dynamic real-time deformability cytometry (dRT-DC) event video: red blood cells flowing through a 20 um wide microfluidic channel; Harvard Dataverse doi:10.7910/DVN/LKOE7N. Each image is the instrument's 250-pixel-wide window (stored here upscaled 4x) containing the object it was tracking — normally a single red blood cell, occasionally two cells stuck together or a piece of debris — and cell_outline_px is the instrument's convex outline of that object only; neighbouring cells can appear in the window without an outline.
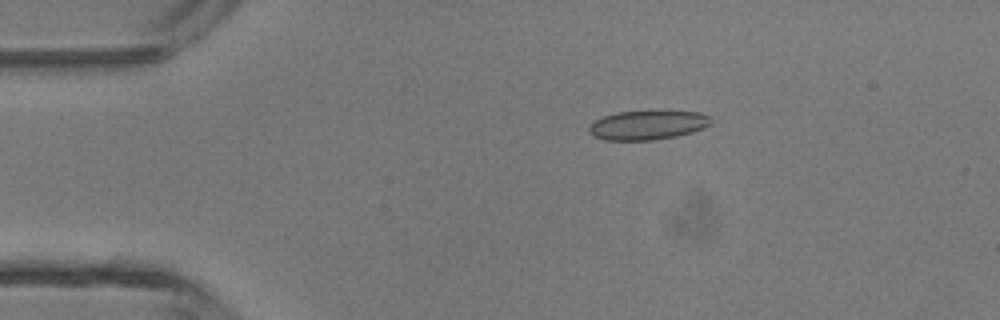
{"species": "common noctule bat (a hibernating species)", "species_latin": "Nyctalus noctula", "temperature_condition": "room temperature", "stored_images_in_passage": 46, "camera_frame_rate_fps": 3000, "um_per_image_px": 0.085, "animal": {"sex": "male", "body_mass_g": 13.3}, "frame": {"image": 1, "passage_image": 9, "time_ms": 2.667, "image_size_px": [1000, 320], "cell_outline_px": [[712, 124], [704, 128], [692, 132], [676, 136], [652, 140], [604, 140], [592, 136], [588, 132], [588, 128], [596, 120], [604, 116], [616, 112], [700, 112], [712, 116]], "centroid_in_image_um": [55.07, 10.64], "position_along_channel_um": 29.9, "area_um2": 20.63}}
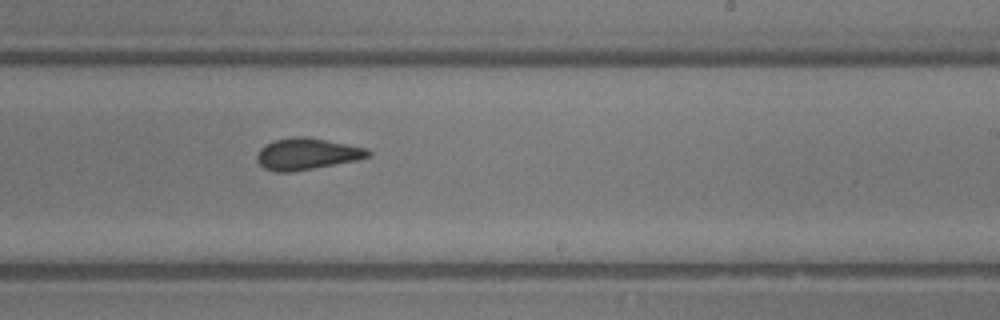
{"frame": {"image": 2, "passage_image": 28, "time_ms": 9.0, "image_size_px": [1000, 320], "cell_outline_px": [[372, 156], [356, 160], [292, 172], [276, 172], [264, 168], [256, 160], [256, 156], [260, 148], [264, 144], [272, 140], [292, 136], [304, 136], [368, 148], [372, 152]], "centroid_in_image_um": [26.06, 13.07], "position_along_channel_um": 262.9, "area_um2": 20.58}}
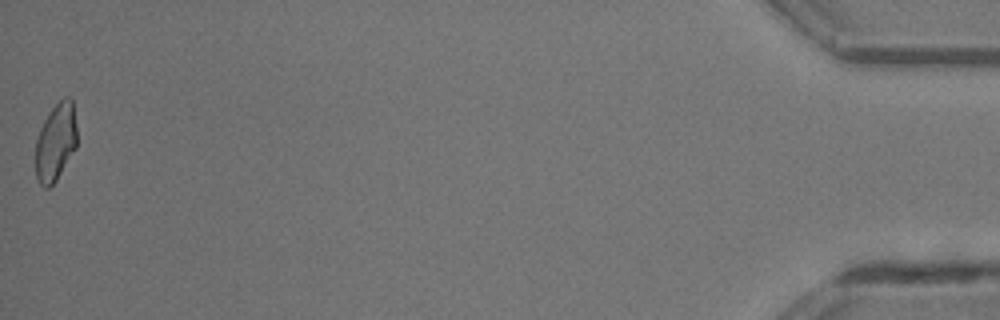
{"frame": {"image": 3, "passage_image": 46, "time_ms": 15.0, "image_size_px": [1000, 320], "cell_outline_px": [[76, 148], [56, 180], [48, 188], [44, 188], [40, 184], [36, 176], [36, 140], [40, 128], [48, 112], [64, 96], [68, 96], [72, 100], [76, 124]], "centroid_in_image_um": [4.73, 12.07], "position_along_channel_um": 430.5, "area_um2": 18.67}, "authors_computed_cell_mechanics": {"area_um2": 20.4034, "velocity_mm_per_s": 4.5112, "shape_relaxation_time_tau1_ms": null, "shape_relaxation_time_tau2_ms": 2.1125, "deformation_change_tau1": null, "deformation_change_tau2": 0.0761}}